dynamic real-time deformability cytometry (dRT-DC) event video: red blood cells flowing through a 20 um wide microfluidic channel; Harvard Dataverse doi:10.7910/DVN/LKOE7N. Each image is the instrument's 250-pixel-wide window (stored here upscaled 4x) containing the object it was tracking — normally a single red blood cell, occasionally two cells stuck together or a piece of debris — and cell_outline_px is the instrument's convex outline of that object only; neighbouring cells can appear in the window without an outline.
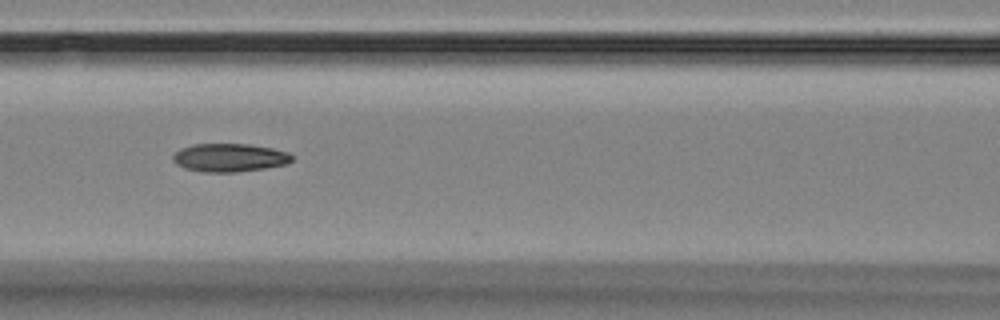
{"species": "Egyptian fruit bat (a non-hibernating species)", "species_latin": "Rousettus aegyptiacus", "temperature_condition": "room temperature", "stored_images_in_passage": 11, "camera_frame_rate_fps": 3000, "um_per_image_px": 0.085, "animal": {"sex": "female"}, "frame": {"image": 1, "passage_image": 3, "time_ms": 2.333, "image_size_px": [1000, 320], "cell_outline_px": [[292, 160], [288, 164], [264, 168], [236, 172], [200, 172], [184, 168], [176, 164], [172, 160], [172, 156], [180, 148], [192, 144], [248, 144], [272, 148], [288, 152], [292, 156]], "centroid_in_image_um": [19.48, 13.4], "position_along_channel_um": 147.1, "area_um2": 19.71}}
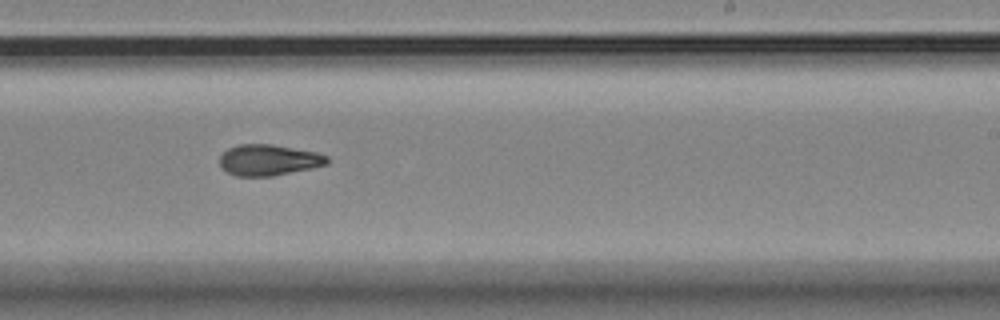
{"frame": {"image": 2, "passage_image": 6, "time_ms": 5.667, "image_size_px": [1000, 320], "cell_outline_px": [[328, 164], [312, 168], [272, 176], [236, 176], [220, 168], [220, 156], [228, 148], [240, 144], [272, 144], [316, 152], [328, 156]], "centroid_in_image_um": [22.83, 13.6], "position_along_channel_um": 266.2, "area_um2": 19.42}}
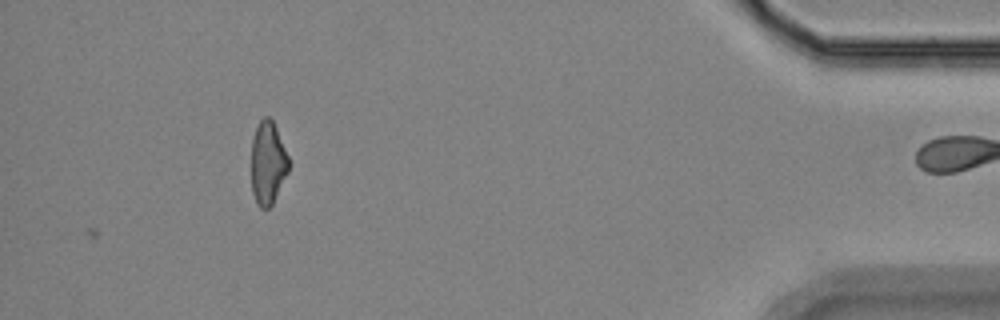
{"frame": {"image": 3, "passage_image": 11, "time_ms": 11.333, "image_size_px": [1000, 320], "cell_outline_px": [[288, 172], [272, 204], [268, 208], [260, 208], [252, 192], [252, 140], [256, 128], [260, 120], [264, 116], [268, 116], [272, 120], [276, 128], [288, 156]], "centroid_in_image_um": [22.76, 13.84], "position_along_channel_um": 412.4, "area_um2": 17.74}, "authors_computed_cell_mechanics": {"area_um2": 19.363, "velocity_mm_per_s": 3.5866, "shape_relaxation_time_tau1_ms": 8.7961, "shape_relaxation_time_tau2_ms": 2.6623, "deformation_change_tau1": 0.1706, "deformation_change_tau2": 0.0836}}